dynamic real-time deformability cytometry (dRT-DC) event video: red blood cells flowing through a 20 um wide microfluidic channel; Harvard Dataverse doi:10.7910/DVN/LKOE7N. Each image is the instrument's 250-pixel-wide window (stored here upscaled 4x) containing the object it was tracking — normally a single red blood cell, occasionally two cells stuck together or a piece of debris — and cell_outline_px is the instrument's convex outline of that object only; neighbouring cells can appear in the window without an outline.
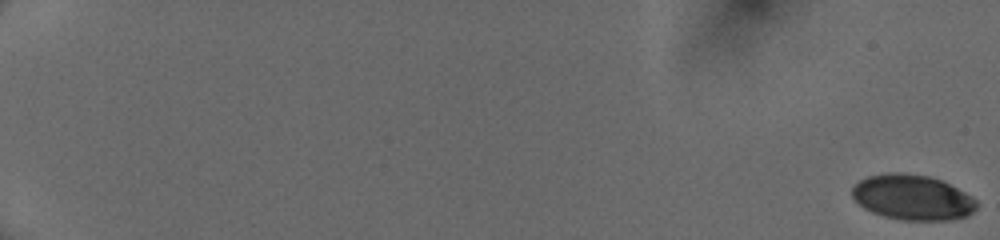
{"species": "human", "species_latin": "Homo sapiens", "temperature_condition": "cold", "stored_images_in_passage": 55, "camera_frame_rate_fps": 3000, "um_per_image_px": 0.085, "donor": {"sex": "female"}, "frame": {"image": 1, "passage_image": 1, "time_ms": 0.0, "image_size_px": [1000, 240], "cell_outline_px": [[976, 208], [968, 216], [948, 220], [900, 220], [884, 216], [872, 212], [864, 208], [852, 196], [852, 184], [868, 176], [884, 172], [900, 172], [928, 176], [940, 180], [972, 196], [976, 200]], "centroid_in_image_um": [77.53, 16.77], "position_along_channel_um": 7.5, "area_um2": 32.83}}
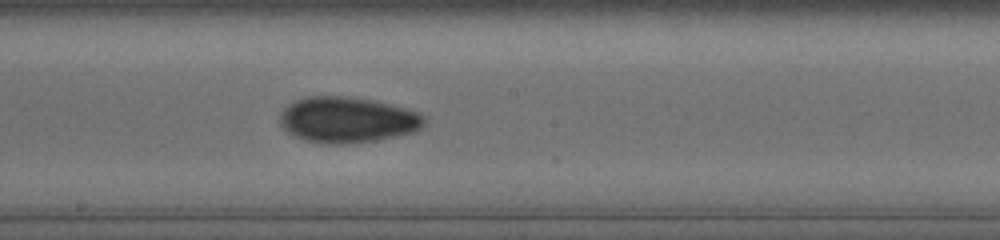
{"frame": {"image": 2, "passage_image": 34, "time_ms": 11.0, "image_size_px": [1000, 240], "cell_outline_px": [[424, 124], [416, 132], [376, 140], [348, 144], [328, 144], [304, 140], [292, 136], [280, 124], [280, 112], [288, 104], [296, 100], [308, 96], [344, 96], [372, 100], [420, 112], [424, 116]], "centroid_in_image_um": [29.51, 10.19], "position_along_channel_um": 218.7, "area_um2": 38.61}}
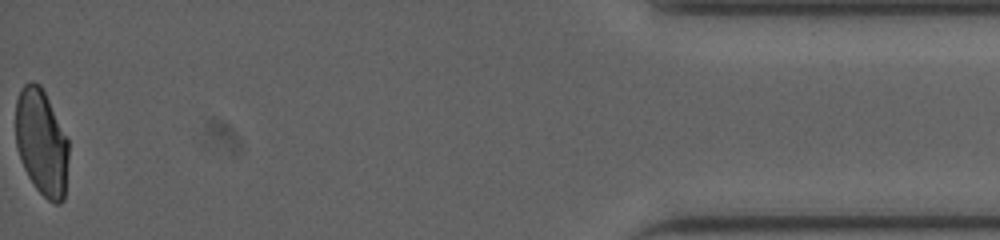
{"frame": {"image": 3, "passage_image": 55, "time_ms": 18.0, "image_size_px": [1000, 240], "cell_outline_px": [[68, 160], [64, 200], [60, 204], [56, 204], [48, 200], [36, 188], [28, 176], [20, 160], [16, 148], [16, 100], [20, 88], [24, 84], [32, 80], [40, 84], [68, 140]], "centroid_in_image_um": [3.52, 12.11], "position_along_channel_um": 431.7, "area_um2": 32.77}, "authors_computed_cell_mechanics": {"area_um2": 35.258, "velocity_mm_per_s": 4.0657, "shape_relaxation_time_tau1_ms": null, "shape_relaxation_time_tau2_ms": 2.3455, "deformation_change_tau1": null, "deformation_change_tau2": 0.0599}}